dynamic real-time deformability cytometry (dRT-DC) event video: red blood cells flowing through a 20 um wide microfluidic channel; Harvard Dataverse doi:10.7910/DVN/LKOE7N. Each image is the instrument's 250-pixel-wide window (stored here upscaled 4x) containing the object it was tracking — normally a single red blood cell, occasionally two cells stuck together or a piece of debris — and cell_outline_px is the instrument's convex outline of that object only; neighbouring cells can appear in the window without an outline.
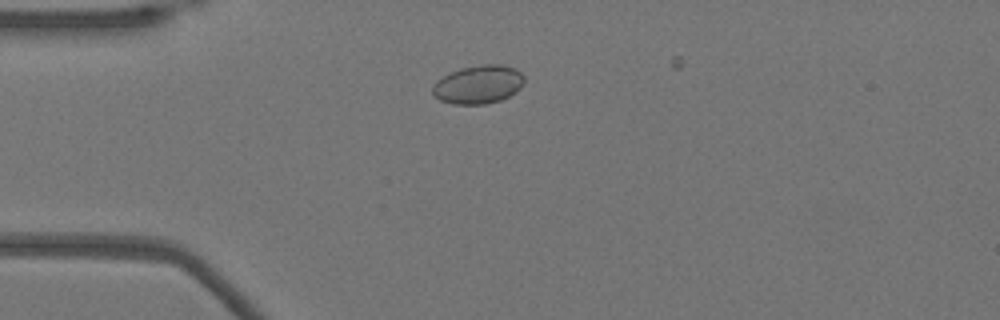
{"species": "Egyptian fruit bat (a non-hibernating species)", "species_latin": "Rousettus aegyptiacus", "temperature_condition": "warm", "stored_images_in_passage": 6, "camera_frame_rate_fps": 3000, "um_per_image_px": 0.085, "animal": {"sex": "female"}, "frame": {"image": 1, "passage_image": 4, "time_ms": 1.0, "image_size_px": [1000, 320], "cell_outline_px": [[524, 84], [516, 92], [500, 100], [484, 104], [452, 104], [440, 100], [432, 92], [432, 88], [436, 80], [460, 68], [480, 64], [500, 64], [516, 68], [524, 76]], "centroid_in_image_um": [40.68, 7.17], "position_along_channel_um": 44.3, "area_um2": 20.58}}